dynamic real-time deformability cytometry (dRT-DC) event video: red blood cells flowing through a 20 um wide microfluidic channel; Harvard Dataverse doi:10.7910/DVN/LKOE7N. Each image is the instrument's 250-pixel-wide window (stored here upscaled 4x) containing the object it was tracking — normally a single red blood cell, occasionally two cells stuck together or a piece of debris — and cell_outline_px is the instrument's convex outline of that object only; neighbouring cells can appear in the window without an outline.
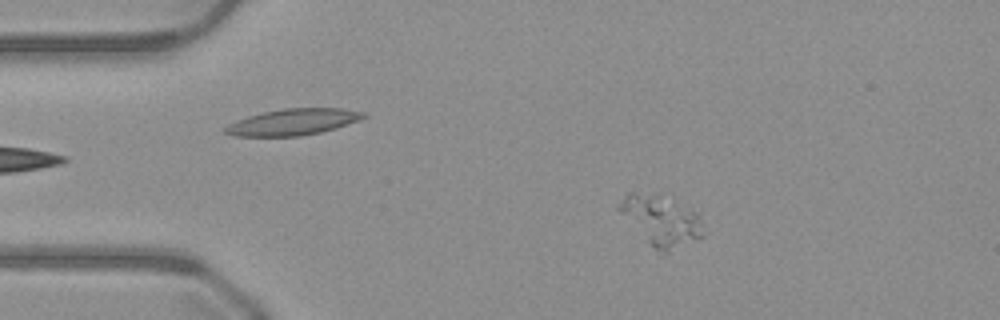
{"species": "common noctule bat (a hibernating species)", "species_latin": "Nyctalus noctula", "temperature_condition": "warm", "stored_images_in_passage": 50, "camera_frame_rate_fps": 3000, "um_per_image_px": 0.085, "animal": {"sex": "male", "body_mass_g": 23.1, "forearm_length_mm": 52.7}, "frame": {"image": 1, "passage_image": 8, "time_ms": 2.333, "image_size_px": [1000, 320], "cell_outline_px": [[704, 236], [664, 256], [616, 208], [616, 204], [628, 192], [632, 192], [660, 196], [692, 208], [700, 212]], "centroid_in_image_um": [56.27, 18.76], "position_along_channel_um": 28.7, "area_um2": 24.28}}
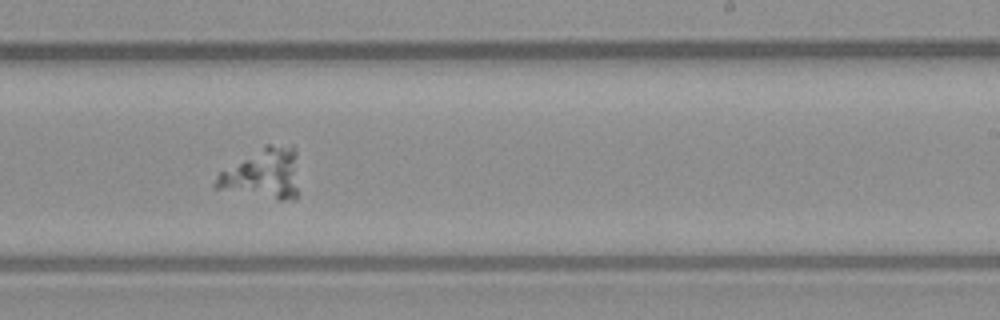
{"frame": {"image": 2, "passage_image": 30, "time_ms": 9.667, "image_size_px": [1000, 320], "cell_outline_px": [[296, 200], [280, 200], [212, 188], [212, 184], [220, 172], [264, 144], [292, 144], [296, 152]], "centroid_in_image_um": [22.33, 14.75], "position_along_channel_um": 266.7, "area_um2": 24.51}}
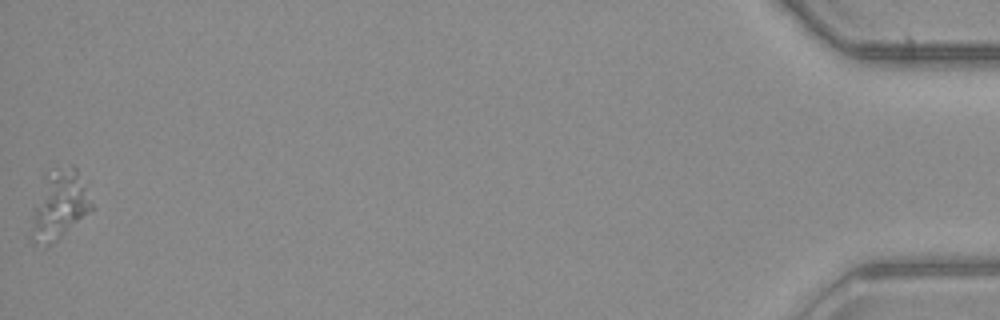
{"frame": {"image": 3, "passage_image": 50, "time_ms": 16.333, "image_size_px": [1000, 320], "cell_outline_px": [[92, 212], [56, 240], [32, 240], [32, 228], [36, 208], [44, 172], [56, 168], [72, 164], [76, 168], [92, 204]], "centroid_in_image_um": [5.11, 17.31], "position_along_channel_um": 430.1, "area_um2": 22.89}}